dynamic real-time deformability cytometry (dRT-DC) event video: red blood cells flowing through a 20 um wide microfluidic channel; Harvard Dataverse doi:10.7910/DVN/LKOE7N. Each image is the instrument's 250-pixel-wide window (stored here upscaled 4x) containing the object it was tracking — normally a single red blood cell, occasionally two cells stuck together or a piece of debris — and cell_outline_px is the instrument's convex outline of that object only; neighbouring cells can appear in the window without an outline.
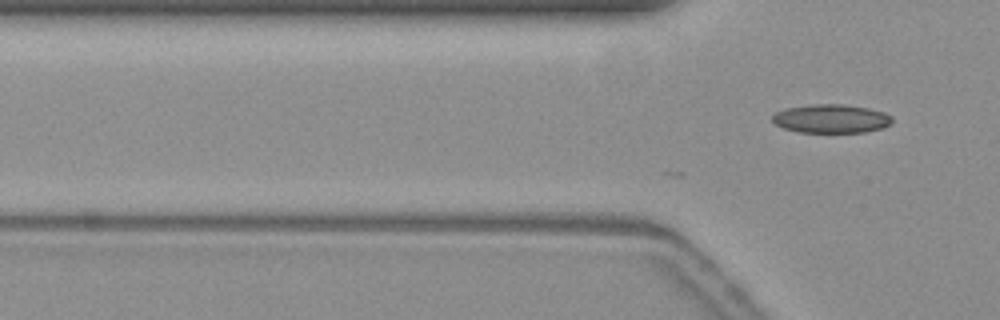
{"species": "common noctule bat (a hibernating species)", "species_latin": "Nyctalus noctula", "temperature_condition": "warm", "stored_images_in_passage": 3, "camera_frame_rate_fps": 3000, "um_per_image_px": 0.085, "animal": {"sex": "female", "body_mass_g": 19.3, "forearm_length_mm": 54.1}, "frame": {"image": 1, "passage_image": 3, "time_ms": 0.667, "image_size_px": [1000, 320], "cell_outline_px": [[892, 120], [888, 124], [880, 128], [864, 132], [796, 132], [784, 128], [776, 124], [772, 120], [772, 116], [776, 112], [784, 108], [812, 104], [844, 104], [868, 108], [884, 112], [892, 116]], "centroid_in_image_um": [70.61, 10.08], "position_along_channel_um": 55.2, "area_um2": 19.94}}